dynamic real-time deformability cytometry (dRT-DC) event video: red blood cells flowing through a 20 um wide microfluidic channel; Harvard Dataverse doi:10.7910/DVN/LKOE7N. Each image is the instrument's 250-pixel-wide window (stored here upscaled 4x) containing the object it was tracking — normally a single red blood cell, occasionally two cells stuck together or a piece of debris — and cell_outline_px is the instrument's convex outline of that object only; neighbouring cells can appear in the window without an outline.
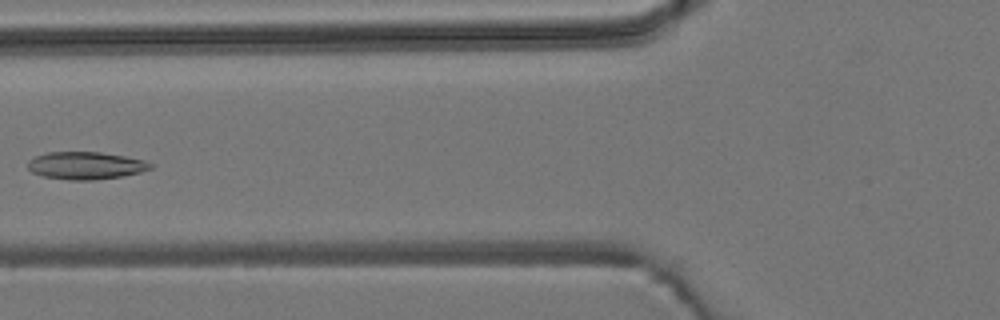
{"species": "common noctule bat (a hibernating species)", "species_latin": "Nyctalus noctula", "temperature_condition": "room temperature", "stored_images_in_passage": 6, "camera_frame_rate_fps": 3000, "um_per_image_px": 0.085, "animal": {"sex": "male", "body_mass_g": 19.2, "forearm_length_mm": 51.8}, "frame": {"image": 1, "passage_image": 6, "time_ms": 5.667, "image_size_px": [1000, 320], "cell_outline_px": [[152, 168], [140, 172], [120, 176], [96, 180], [68, 180], [44, 176], [32, 172], [28, 168], [28, 160], [36, 156], [48, 152], [100, 152], [124, 156], [144, 160], [152, 164]], "centroid_in_image_um": [7.27, 14.07], "position_along_channel_um": 118.5, "area_um2": 19.54}}